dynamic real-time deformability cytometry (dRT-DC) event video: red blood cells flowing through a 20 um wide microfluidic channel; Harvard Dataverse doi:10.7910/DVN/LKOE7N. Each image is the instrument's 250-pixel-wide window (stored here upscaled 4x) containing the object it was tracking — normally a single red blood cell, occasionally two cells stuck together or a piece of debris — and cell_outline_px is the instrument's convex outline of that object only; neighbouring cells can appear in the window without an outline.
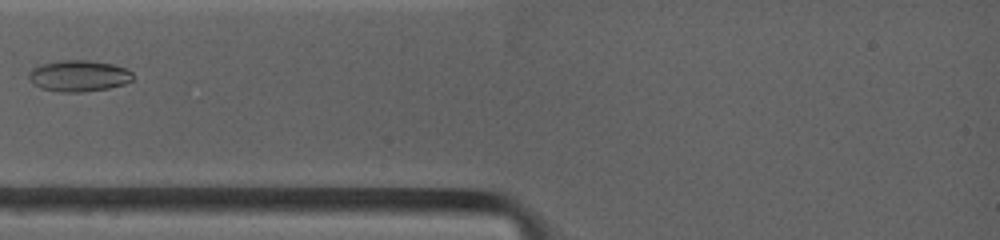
{"species": "common noctule bat (a hibernating species)", "species_latin": "Nyctalus noctula", "temperature_condition": "warm", "stored_images_in_passage": 3, "camera_frame_rate_fps": 4500, "um_per_image_px": 0.085, "animal": {"sex": "female", "body_mass_g": 19.0, "forearm_length_mm": 53.3}, "frame": {"image": 1, "passage_image": 3, "time_ms": 2.444, "image_size_px": [1000, 240], "cell_outline_px": [[132, 80], [124, 84], [108, 88], [80, 92], [60, 92], [40, 88], [32, 84], [28, 76], [28, 72], [32, 68], [40, 64], [60, 60], [88, 60], [112, 64], [124, 68], [132, 72]], "centroid_in_image_um": [6.64, 6.45], "position_along_channel_um": 78.4, "area_um2": 19.02}}